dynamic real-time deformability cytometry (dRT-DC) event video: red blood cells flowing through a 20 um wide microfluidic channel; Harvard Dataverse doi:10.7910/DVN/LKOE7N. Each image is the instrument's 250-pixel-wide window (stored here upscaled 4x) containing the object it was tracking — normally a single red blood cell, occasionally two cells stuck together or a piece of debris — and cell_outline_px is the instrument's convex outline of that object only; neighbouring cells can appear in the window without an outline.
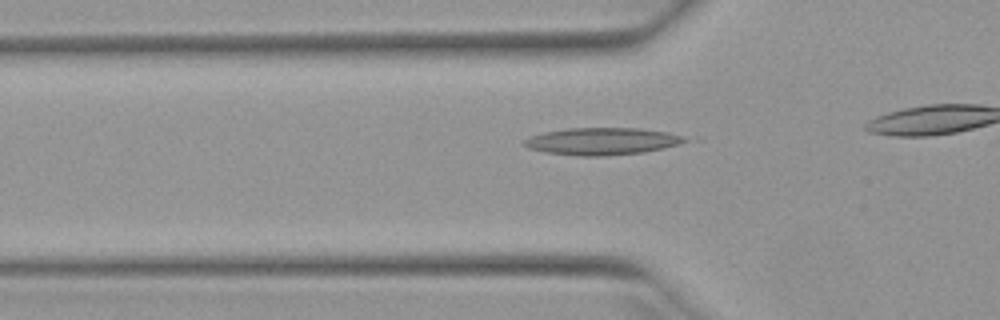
{"species": "Egyptian fruit bat (a non-hibernating species)", "species_latin": "Rousettus aegyptiacus", "temperature_condition": "warm", "stored_images_in_passage": 34, "camera_frame_rate_fps": 3000, "um_per_image_px": 0.085, "animal": {"sex": "female"}, "frame": {"image": 1, "passage_image": 10, "time_ms": 3.0, "image_size_px": [1000, 320], "cell_outline_px": [[688, 140], [680, 144], [664, 148], [644, 152], [600, 156], [580, 156], [544, 152], [528, 148], [524, 144], [524, 140], [532, 136], [544, 132], [568, 128], [640, 128], [668, 132], [684, 136]], "centroid_in_image_um": [51.2, 12.0], "position_along_channel_um": 74.6, "area_um2": 25.37}}
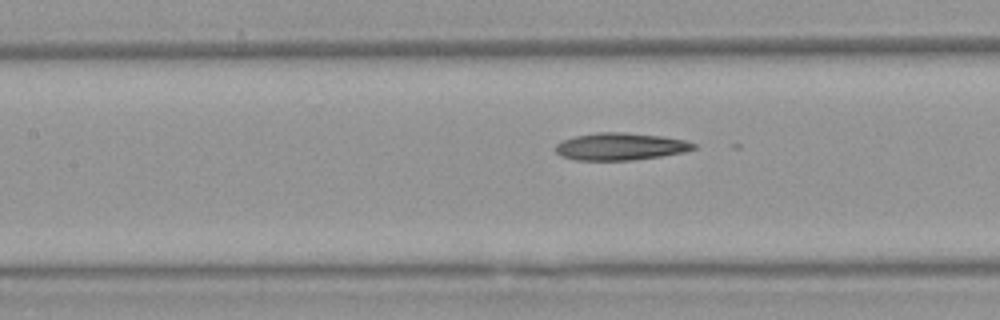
{"frame": {"image": 2, "passage_image": 16, "time_ms": 5.0, "image_size_px": [1000, 320], "cell_outline_px": [[696, 148], [684, 152], [660, 156], [632, 160], [576, 160], [560, 156], [556, 152], [556, 144], [564, 140], [576, 136], [596, 132], [624, 132], [664, 136], [684, 140], [696, 144]], "centroid_in_image_um": [52.74, 12.45], "position_along_channel_um": 154.7, "area_um2": 21.91}}
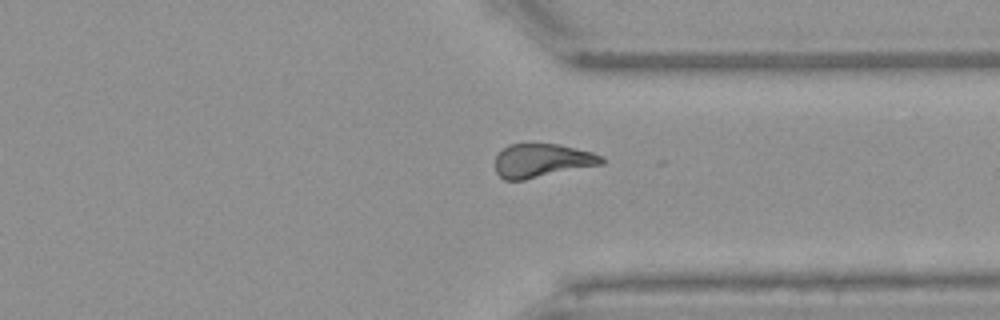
{"frame": {"image": 3, "passage_image": 32, "time_ms": 10.333, "image_size_px": [1000, 320], "cell_outline_px": [[604, 164], [524, 180], [504, 180], [496, 172], [496, 156], [508, 144], [560, 144], [592, 152], [604, 156]], "centroid_in_image_um": [46.1, 13.65], "position_along_channel_um": 365.3, "area_um2": 20.92}}